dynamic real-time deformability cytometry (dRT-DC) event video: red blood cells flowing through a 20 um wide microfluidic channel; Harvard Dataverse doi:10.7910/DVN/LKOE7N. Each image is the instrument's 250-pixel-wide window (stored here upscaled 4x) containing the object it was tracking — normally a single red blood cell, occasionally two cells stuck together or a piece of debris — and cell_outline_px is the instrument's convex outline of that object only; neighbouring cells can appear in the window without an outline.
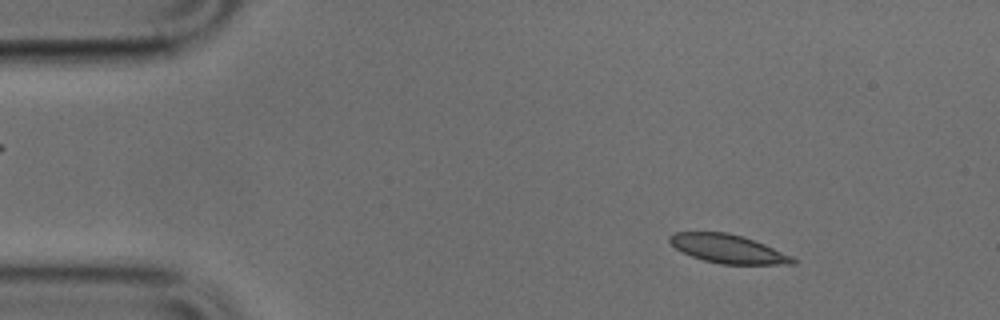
{"species": "common noctule bat (a hibernating species)", "species_latin": "Nyctalus noctula", "temperature_condition": "cold", "stored_images_in_passage": 46, "camera_frame_rate_fps": 3000, "um_per_image_px": 0.085, "animal": {"sex": "male", "body_mass_g": 17.9, "forearm_length_mm": 54.2}, "frame": {"image": 1, "passage_image": 3, "time_ms": 0.667, "image_size_px": [1000, 320], "cell_outline_px": [[796, 264], [720, 264], [704, 260], [692, 256], [676, 248], [668, 240], [668, 236], [676, 232], [728, 232], [764, 244], [792, 256], [796, 260]], "centroid_in_image_um": [61.87, 21.15], "position_along_channel_um": 23.1, "area_um2": 20.23}}
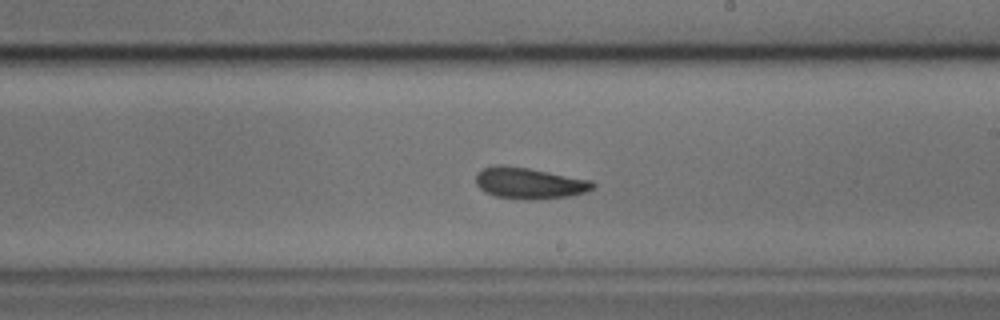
{"frame": {"image": 2, "passage_image": 25, "time_ms": 8.0, "image_size_px": [1000, 320], "cell_outline_px": [[596, 188], [584, 192], [568, 196], [532, 200], [524, 200], [496, 196], [484, 192], [476, 184], [476, 172], [484, 168], [496, 164], [504, 164], [528, 168], [592, 180], [596, 184]], "centroid_in_image_um": [44.98, 15.56], "position_along_channel_um": 244.0, "area_um2": 21.5}}
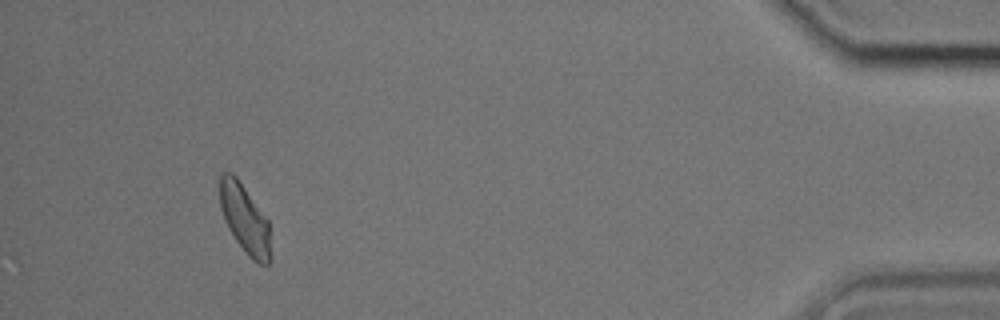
{"frame": {"image": 3, "passage_image": 43, "time_ms": 14.0, "image_size_px": [1000, 320], "cell_outline_px": [[272, 260], [268, 264], [260, 264], [252, 260], [248, 256], [236, 240], [228, 228], [224, 220], [220, 208], [220, 176], [224, 172], [232, 172], [236, 176], [268, 220]], "centroid_in_image_um": [20.82, 18.64], "position_along_channel_um": 414.4, "area_um2": 20.4}}